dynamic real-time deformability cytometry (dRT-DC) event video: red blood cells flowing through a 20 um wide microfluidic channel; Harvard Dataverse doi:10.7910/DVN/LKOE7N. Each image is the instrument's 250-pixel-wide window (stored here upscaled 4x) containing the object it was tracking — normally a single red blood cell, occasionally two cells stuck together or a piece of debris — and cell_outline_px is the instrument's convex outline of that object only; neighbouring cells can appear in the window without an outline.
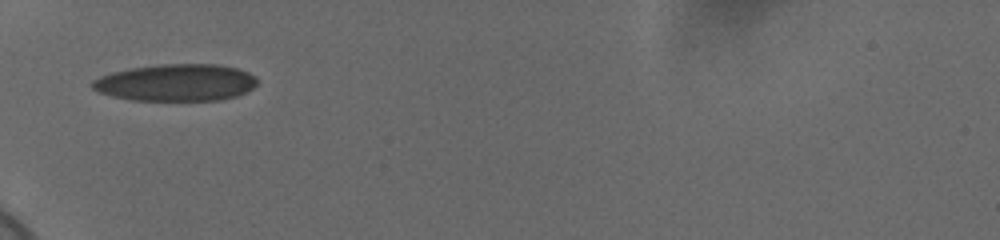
{"species": "human", "species_latin": "Homo sapiens", "temperature_condition": "cold", "stored_images_in_passage": 7, "camera_frame_rate_fps": 3000, "um_per_image_px": 0.085, "donor": {"sex": "female"}, "frame": {"image": 1, "passage_image": 1, "time_ms": 0.0, "image_size_px": [1000, 240], "cell_outline_px": [[256, 84], [252, 88], [236, 96], [220, 100], [132, 100], [112, 96], [100, 92], [92, 88], [92, 80], [100, 76], [112, 72], [132, 68], [160, 64], [216, 64], [236, 68], [248, 72], [256, 76]], "centroid_in_image_um": [14.96, 7.02], "position_along_channel_um": 70.0, "area_um2": 35.37}}
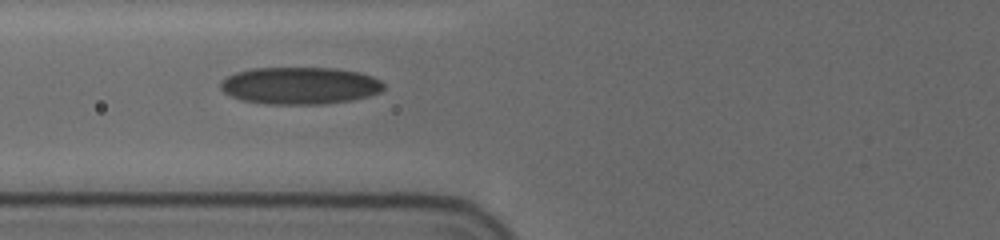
{"frame": {"image": 2, "passage_image": 4, "time_ms": 1.0, "image_size_px": [1000, 240], "cell_outline_px": [[384, 88], [380, 92], [368, 96], [348, 100], [320, 104], [264, 104], [244, 100], [232, 96], [224, 92], [220, 88], [220, 80], [236, 72], [252, 68], [336, 68], [360, 72], [372, 76], [380, 80], [384, 84]], "centroid_in_image_um": [25.48, 7.27], "position_along_channel_um": 100.3, "area_um2": 35.32}}
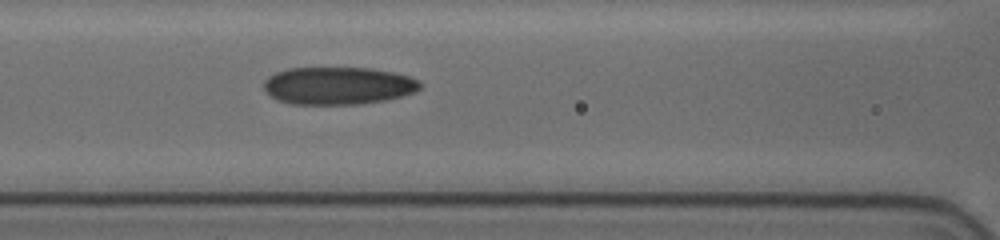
{"frame": {"image": 3, "passage_image": 7, "time_ms": 2.0, "image_size_px": [1000, 240], "cell_outline_px": [[424, 84], [416, 92], [384, 100], [360, 104], [292, 104], [276, 100], [264, 88], [264, 80], [268, 76], [276, 72], [288, 68], [372, 68], [392, 72], [408, 76], [420, 80]], "centroid_in_image_um": [28.76, 7.28], "position_along_channel_um": 137.8, "area_um2": 34.33}}